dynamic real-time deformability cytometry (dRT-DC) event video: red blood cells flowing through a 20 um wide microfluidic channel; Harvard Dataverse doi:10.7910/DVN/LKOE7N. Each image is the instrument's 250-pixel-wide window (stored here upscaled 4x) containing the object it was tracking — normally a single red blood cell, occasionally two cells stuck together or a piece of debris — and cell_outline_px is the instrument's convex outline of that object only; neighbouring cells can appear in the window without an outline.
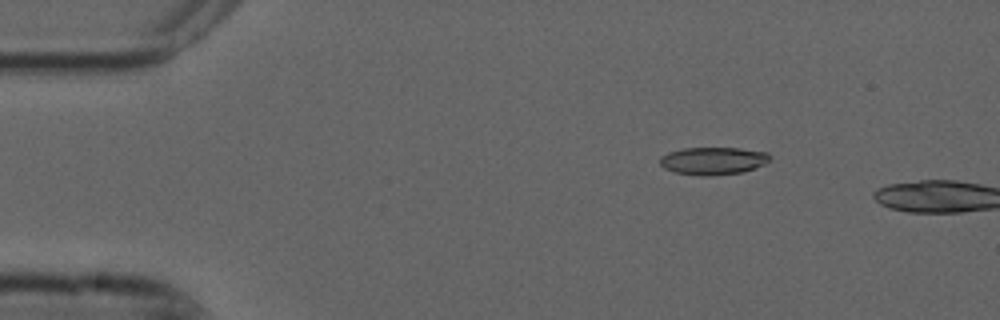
{"species": "common noctule bat (a hibernating species)", "species_latin": "Nyctalus noctula", "temperature_condition": "cold", "stored_images_in_passage": 2, "camera_frame_rate_fps": 3000, "um_per_image_px": 0.085, "animal": {"sex": "male", "forearm_length_mm": 52.5}, "frame": {"image": 1, "passage_image": 1, "time_ms": 0.0, "image_size_px": [1000, 320], "cell_outline_px": [[772, 156], [764, 164], [744, 172], [708, 176], [700, 176], [676, 172], [664, 168], [660, 164], [660, 156], [668, 152], [684, 148], [740, 148], [768, 152]], "centroid_in_image_um": [60.62, 13.66], "position_along_channel_um": 24.4, "area_um2": 17.74}}